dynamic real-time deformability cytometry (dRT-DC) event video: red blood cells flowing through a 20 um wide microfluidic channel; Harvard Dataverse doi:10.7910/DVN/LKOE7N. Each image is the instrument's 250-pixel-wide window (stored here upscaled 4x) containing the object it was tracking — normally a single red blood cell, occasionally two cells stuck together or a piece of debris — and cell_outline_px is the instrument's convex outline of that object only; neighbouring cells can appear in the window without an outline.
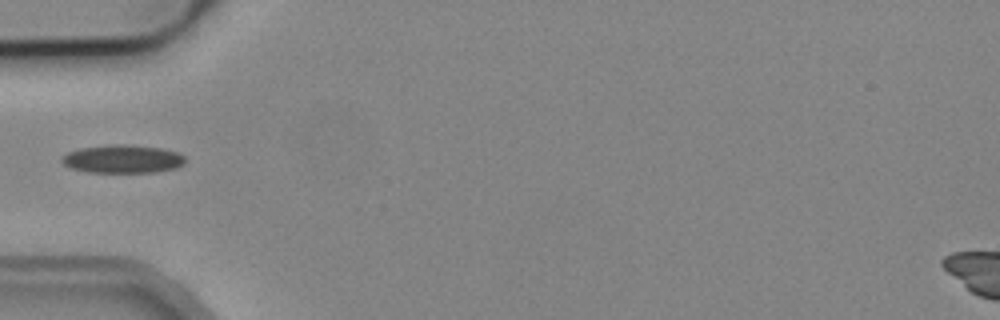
{"species": "common noctule bat (a hibernating species)", "species_latin": "Nyctalus noctula", "temperature_condition": "cold", "stored_images_in_passage": 1, "camera_frame_rate_fps": 3000, "um_per_image_px": 0.085, "animal": {"sex": "male", "body_mass_g": 19.2, "forearm_length_mm": 51.8}, "frame": {"image": 1, "passage_image": 1, "time_ms": 0.0, "image_size_px": [1000, 320], "cell_outline_px": [[184, 164], [176, 168], [156, 172], [88, 172], [68, 168], [60, 160], [60, 156], [68, 152], [80, 148], [112, 144], [124, 144], [160, 148], [176, 152], [184, 156]], "centroid_in_image_um": [10.37, 13.52], "position_along_channel_um": 74.6, "area_um2": 20.35}}